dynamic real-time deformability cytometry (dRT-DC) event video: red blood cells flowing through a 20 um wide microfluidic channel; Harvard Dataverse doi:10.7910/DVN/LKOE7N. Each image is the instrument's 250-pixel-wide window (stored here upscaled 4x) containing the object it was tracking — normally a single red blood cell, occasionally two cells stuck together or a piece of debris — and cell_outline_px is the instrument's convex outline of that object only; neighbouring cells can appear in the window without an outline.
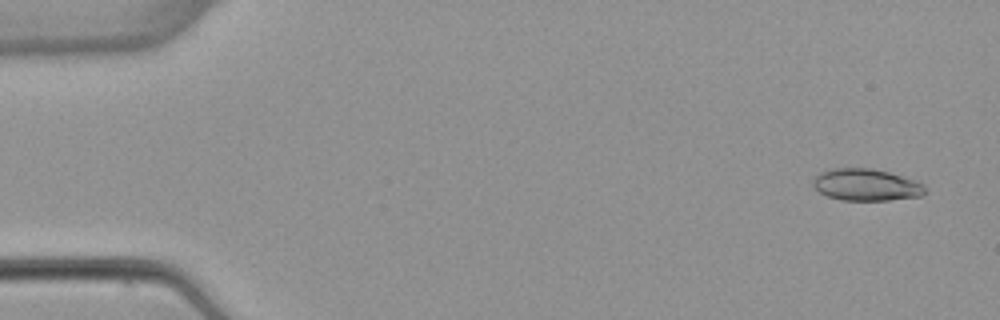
{"species": "common noctule bat (a hibernating species)", "species_latin": "Nyctalus noctula", "temperature_condition": "warm", "stored_images_in_passage": 6, "camera_frame_rate_fps": 3000, "um_per_image_px": 0.085, "animal": {"sex": "female", "body_mass_g": 22.7, "forearm_length_mm": 54.2}, "frame": {"image": 1, "passage_image": 1, "time_ms": 0.0, "image_size_px": [1000, 320], "cell_outline_px": [[924, 196], [888, 200], [840, 200], [828, 196], [820, 192], [812, 184], [812, 180], [820, 172], [828, 168], [872, 168], [888, 172], [916, 180], [924, 184]], "centroid_in_image_um": [73.62, 15.7], "position_along_channel_um": 11.4, "area_um2": 20.92}}
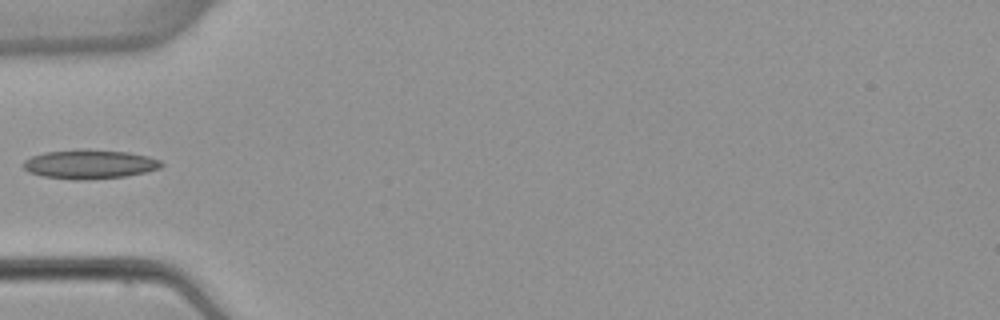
{"frame": {"image": 2, "passage_image": 5, "time_ms": 5.0, "image_size_px": [1000, 320], "cell_outline_px": [[164, 164], [160, 168], [144, 172], [124, 176], [84, 180], [72, 180], [44, 176], [28, 172], [24, 168], [24, 160], [32, 156], [44, 152], [80, 148], [88, 148], [128, 152], [148, 156], [160, 160]], "centroid_in_image_um": [7.61, 13.94], "position_along_channel_um": 77.4, "area_um2": 23.64}}
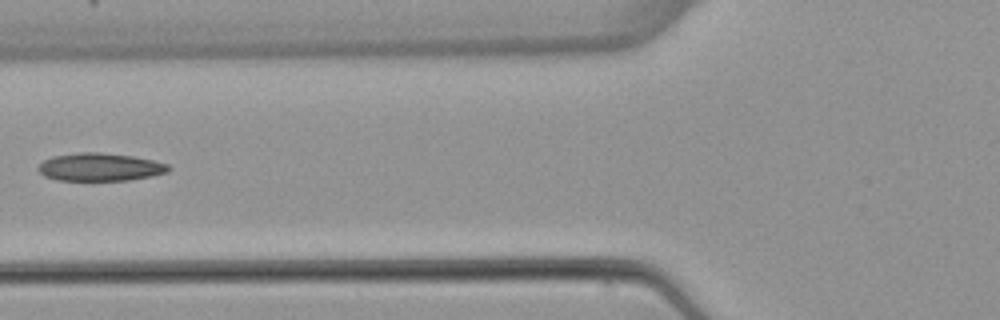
{"frame": {"image": 3, "passage_image": 6, "time_ms": 6.0, "image_size_px": [1000, 320], "cell_outline_px": [[172, 168], [168, 172], [152, 176], [128, 180], [56, 180], [44, 176], [36, 168], [44, 160], [52, 156], [76, 152], [100, 152], [132, 156], [152, 160], [168, 164]], "centroid_in_image_um": [8.49, 14.19], "position_along_channel_um": 117.3, "area_um2": 21.27}}